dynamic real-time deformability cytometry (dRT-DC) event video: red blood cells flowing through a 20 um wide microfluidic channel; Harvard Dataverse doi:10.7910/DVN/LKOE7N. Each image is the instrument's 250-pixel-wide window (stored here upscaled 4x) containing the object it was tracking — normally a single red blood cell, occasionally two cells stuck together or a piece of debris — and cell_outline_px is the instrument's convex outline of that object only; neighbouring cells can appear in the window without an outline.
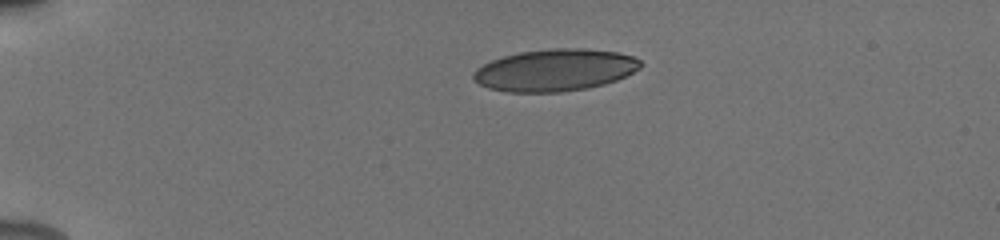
{"species": "human", "species_latin": "Homo sapiens", "temperature_condition": "cold", "stored_images_in_passage": 42, "camera_frame_rate_fps": 3000, "um_per_image_px": 0.085, "donor": {"sex": "male"}, "frame": {"image": 1, "passage_image": 1, "time_ms": 0.0, "image_size_px": [1000, 240], "cell_outline_px": [[644, 64], [640, 68], [616, 80], [604, 84], [584, 88], [560, 92], [508, 92], [488, 88], [480, 84], [472, 76], [472, 72], [476, 68], [492, 60], [504, 56], [520, 52], [552, 48], [584, 48], [616, 52], [632, 56], [640, 60]], "centroid_in_image_um": [47.17, 5.95], "position_along_channel_um": 37.8, "area_um2": 40.75}}
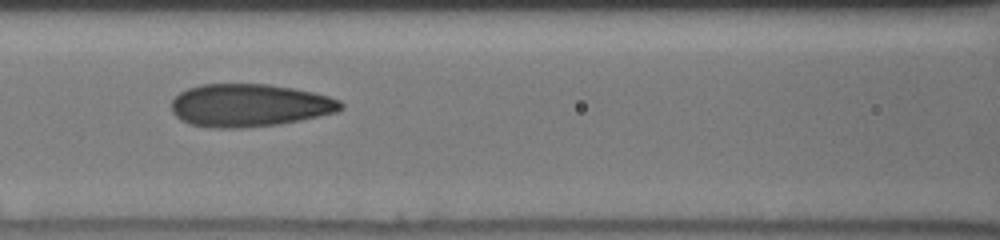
{"frame": {"image": 2, "passage_image": 14, "time_ms": 4.333, "image_size_px": [1000, 240], "cell_outline_px": [[344, 108], [336, 112], [300, 120], [276, 124], [244, 128], [208, 128], [192, 124], [180, 120], [172, 112], [172, 100], [180, 92], [188, 88], [200, 84], [268, 84], [292, 88], [312, 92], [328, 96], [340, 100], [344, 104]], "centroid_in_image_um": [21.19, 8.95], "position_along_channel_um": 145.4, "area_um2": 42.25}}
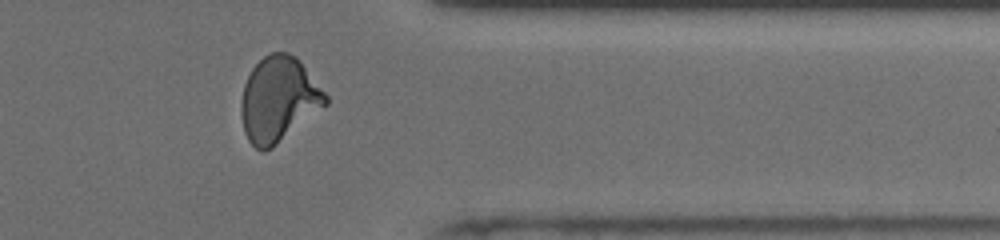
{"frame": {"image": 3, "passage_image": 33, "time_ms": 10.667, "image_size_px": [1000, 240], "cell_outline_px": [[328, 104], [272, 148], [264, 152], [256, 148], [248, 140], [244, 132], [240, 112], [240, 104], [244, 84], [252, 68], [264, 56], [272, 52], [288, 52], [296, 56], [300, 60], [328, 96]], "centroid_in_image_um": [23.68, 8.45], "position_along_channel_um": 387.7, "area_um2": 41.91}, "authors_computed_cell_mechanics": {"area_um2": 40.9224, "velocity_mm_per_s": 3.9234, "shape_relaxation_time_tau1_ms": 4.6514, "shape_relaxation_time_tau2_ms": 0.8899, "deformation_change_tau1": 0.1567, "deformation_change_tau2": 0.0599}}